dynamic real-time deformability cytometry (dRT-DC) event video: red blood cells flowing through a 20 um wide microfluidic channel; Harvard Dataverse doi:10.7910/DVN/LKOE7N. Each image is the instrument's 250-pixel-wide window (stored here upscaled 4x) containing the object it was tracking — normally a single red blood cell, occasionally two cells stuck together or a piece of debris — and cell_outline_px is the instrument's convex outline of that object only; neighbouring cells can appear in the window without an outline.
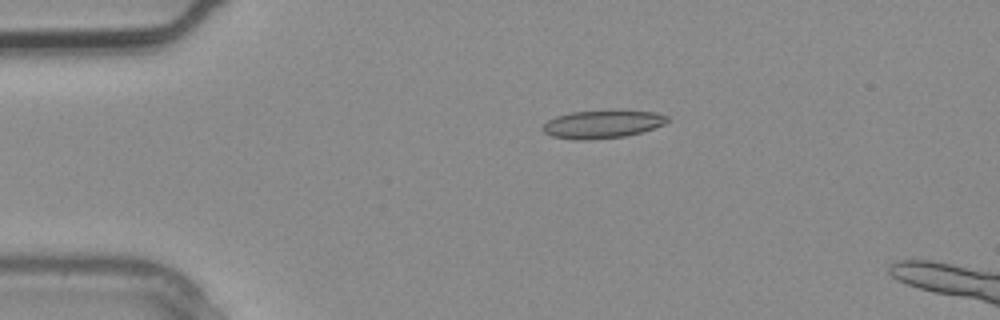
{"species": "common noctule bat (a hibernating species)", "species_latin": "Nyctalus noctula", "temperature_condition": "warm", "stored_images_in_passage": 3, "camera_frame_rate_fps": 3000, "um_per_image_px": 0.085, "animal": {"sex": "male", "body_mass_g": 20.4}, "frame": {"image": 1, "passage_image": 3, "time_ms": 0.667, "image_size_px": [1000, 320], "cell_outline_px": [[668, 120], [664, 124], [640, 132], [624, 136], [588, 140], [572, 140], [552, 136], [544, 132], [540, 128], [548, 120], [556, 116], [572, 112], [656, 112], [668, 116]], "centroid_in_image_um": [51.13, 10.59], "position_along_channel_um": 33.9, "area_um2": 19.71}}